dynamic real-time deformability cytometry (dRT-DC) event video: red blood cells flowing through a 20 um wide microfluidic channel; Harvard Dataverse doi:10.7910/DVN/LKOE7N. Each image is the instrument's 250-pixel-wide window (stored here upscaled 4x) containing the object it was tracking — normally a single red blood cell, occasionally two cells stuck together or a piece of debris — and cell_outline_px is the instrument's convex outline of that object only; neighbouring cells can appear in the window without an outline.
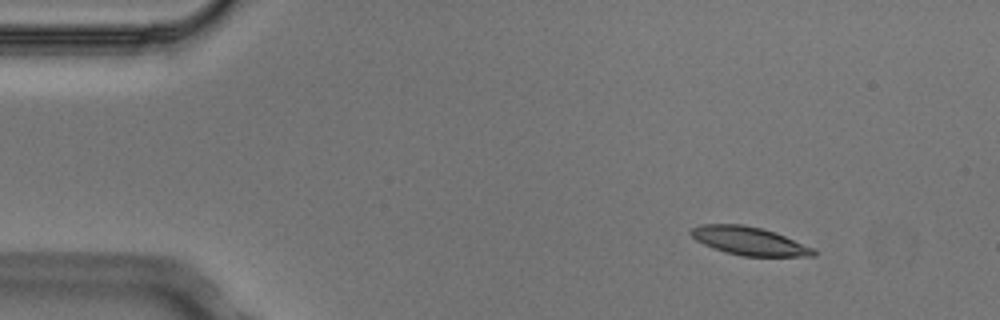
{"species": "Egyptian fruit bat (a non-hibernating species)", "species_latin": "Rousettus aegyptiacus", "temperature_condition": "cold", "stored_images_in_passage": 2, "camera_frame_rate_fps": 3000, "um_per_image_px": 0.085, "animal": {"sex": "male"}, "frame": {"image": 1, "passage_image": 1, "time_ms": 0.0, "image_size_px": [1000, 320], "cell_outline_px": [[816, 256], [740, 256], [724, 252], [712, 248], [696, 240], [688, 232], [692, 228], [700, 224], [744, 224], [776, 232], [812, 248], [816, 252]], "centroid_in_image_um": [63.63, 20.48], "position_along_channel_um": 21.4, "area_um2": 20.17}}